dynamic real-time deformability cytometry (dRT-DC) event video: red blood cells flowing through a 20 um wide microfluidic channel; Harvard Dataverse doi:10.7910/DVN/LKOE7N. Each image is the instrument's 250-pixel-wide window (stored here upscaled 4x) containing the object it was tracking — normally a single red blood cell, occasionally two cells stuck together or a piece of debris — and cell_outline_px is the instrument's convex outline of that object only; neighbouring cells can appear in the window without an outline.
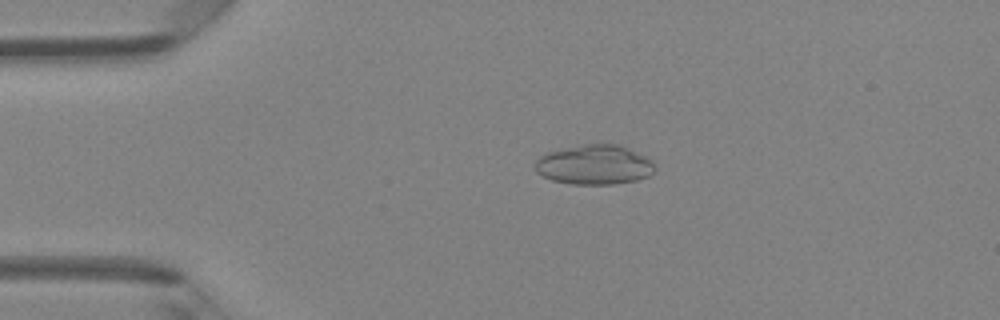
{"species": "Egyptian fruit bat (a non-hibernating species)", "species_latin": "Rousettus aegyptiacus", "temperature_condition": "room temperature", "stored_images_in_passage": 47, "camera_frame_rate_fps": 3000, "um_per_image_px": 0.085, "animal": {"sex": "female"}, "frame": {"image": 1, "passage_image": 10, "time_ms": 3.0, "image_size_px": [1000, 320], "cell_outline_px": [[656, 172], [648, 176], [636, 180], [612, 184], [572, 184], [552, 180], [536, 172], [536, 160], [540, 156], [548, 152], [584, 144], [620, 144], [652, 160], [656, 164]], "centroid_in_image_um": [50.57, 14.0], "position_along_channel_um": 34.4, "area_um2": 27.63}}
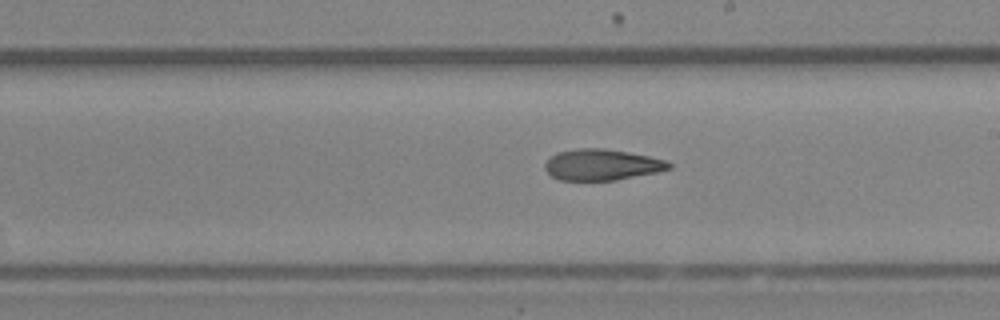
{"frame": {"image": 2, "passage_image": 27, "time_ms": 8.667, "image_size_px": [1000, 320], "cell_outline_px": [[672, 168], [656, 172], [616, 180], [560, 180], [552, 176], [544, 168], [544, 164], [556, 152], [580, 148], [604, 148], [628, 152], [648, 156], [664, 160], [672, 164]], "centroid_in_image_um": [51.14, 14.0], "position_along_channel_um": 237.9, "area_um2": 22.31}}
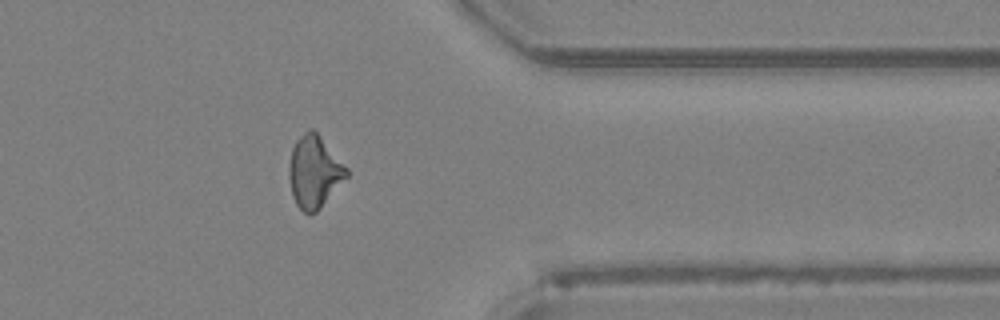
{"frame": {"image": 3, "passage_image": 38, "time_ms": 12.333, "image_size_px": [1000, 320], "cell_outline_px": [[348, 176], [320, 208], [316, 212], [304, 212], [296, 204], [292, 196], [288, 176], [288, 164], [292, 148], [296, 140], [308, 128], [312, 128], [316, 132], [348, 168]], "centroid_in_image_um": [26.69, 14.59], "position_along_channel_um": 384.7, "area_um2": 24.04}, "authors_computed_cell_mechanics": {"area_um2": 23.8714, "velocity_mm_per_s": 4.2959, "shape_relaxation_time_tau1_ms": null, "shape_relaxation_time_tau2_ms": 4.6024, "deformation_change_tau1": null, "deformation_change_tau2": 0.1506}}